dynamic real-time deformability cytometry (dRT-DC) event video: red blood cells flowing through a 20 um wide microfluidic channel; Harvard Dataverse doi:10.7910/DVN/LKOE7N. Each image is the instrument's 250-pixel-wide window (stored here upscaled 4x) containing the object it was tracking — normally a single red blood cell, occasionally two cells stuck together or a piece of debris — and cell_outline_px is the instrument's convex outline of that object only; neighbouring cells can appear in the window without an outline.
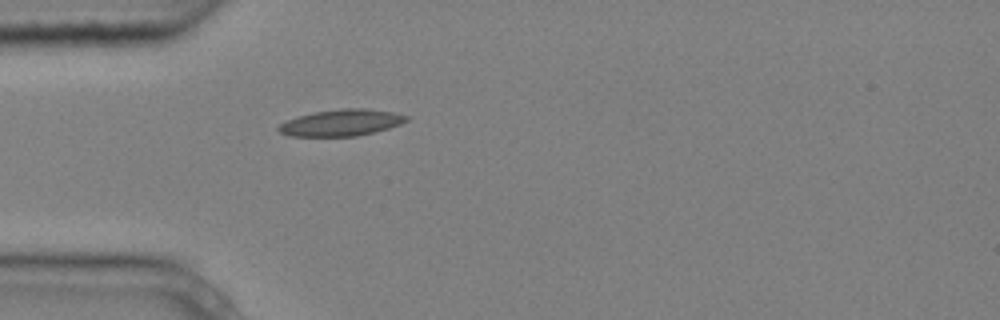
{"species": "common noctule bat (a hibernating species)", "species_latin": "Nyctalus noctula", "temperature_condition": "cold", "stored_images_in_passage": 1, "camera_frame_rate_fps": 3000, "um_per_image_px": 0.085, "animal": {"sex": "male", "body_mass_g": 20.4}, "frame": {"image": 1, "passage_image": 1, "time_ms": 0.0, "image_size_px": [1000, 320], "cell_outline_px": [[408, 120], [400, 124], [388, 128], [356, 136], [288, 136], [280, 132], [276, 128], [280, 124], [288, 120], [300, 116], [316, 112], [340, 108], [364, 108], [392, 112], [408, 116]], "centroid_in_image_um": [29.0, 10.43], "position_along_channel_um": 56.0, "area_um2": 19.48}}